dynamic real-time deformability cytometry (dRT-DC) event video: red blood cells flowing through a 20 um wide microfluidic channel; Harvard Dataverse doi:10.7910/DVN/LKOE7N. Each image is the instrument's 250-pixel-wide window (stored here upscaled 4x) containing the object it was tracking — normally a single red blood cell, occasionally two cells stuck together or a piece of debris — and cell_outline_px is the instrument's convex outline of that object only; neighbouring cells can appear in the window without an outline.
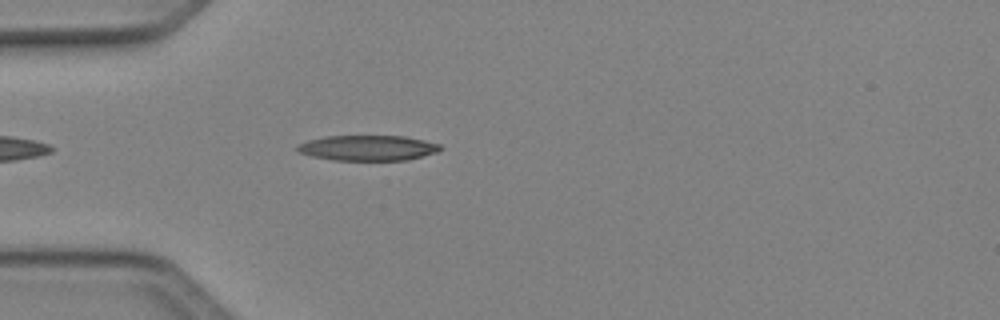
{"species": "Egyptian fruit bat (a non-hibernating species)", "species_latin": "Rousettus aegyptiacus", "temperature_condition": "cold", "stored_images_in_passage": 40, "camera_frame_rate_fps": 3000, "um_per_image_px": 0.085, "animal": {"sex": "female"}, "frame": {"image": 1, "passage_image": 5, "time_ms": 1.333, "image_size_px": [1000, 320], "cell_outline_px": [[444, 148], [436, 152], [408, 160], [332, 160], [312, 156], [300, 152], [296, 148], [296, 144], [308, 140], [324, 136], [404, 136], [424, 140], [440, 144]], "centroid_in_image_um": [31.26, 12.57], "position_along_channel_um": 53.7, "area_um2": 21.15}}
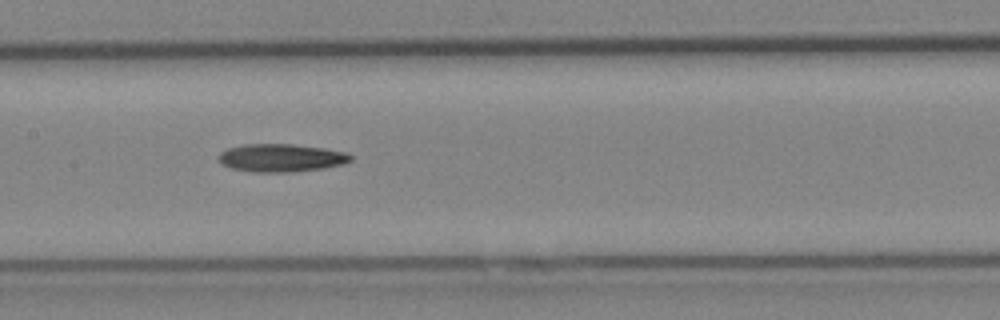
{"frame": {"image": 2, "passage_image": 15, "time_ms": 4.667, "image_size_px": [1000, 320], "cell_outline_px": [[352, 160], [344, 164], [324, 168], [292, 172], [252, 172], [232, 168], [224, 164], [220, 160], [220, 152], [228, 148], [244, 144], [292, 144], [324, 148], [348, 152], [352, 156]], "centroid_in_image_um": [23.96, 13.41], "position_along_channel_um": 183.4, "area_um2": 21.5}}
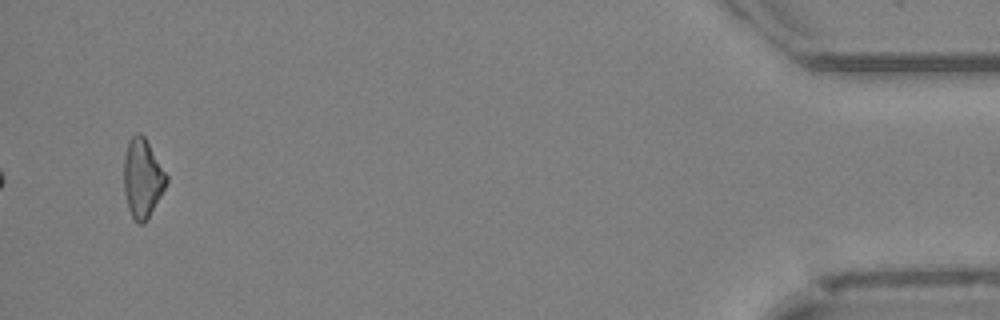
{"frame": {"image": 3, "passage_image": 38, "time_ms": 12.333, "image_size_px": [1000, 320], "cell_outline_px": [[168, 180], [160, 196], [144, 224], [136, 224], [128, 208], [124, 192], [124, 156], [128, 140], [136, 132], [140, 132], [144, 136], [168, 176]], "centroid_in_image_um": [12.09, 15.13], "position_along_channel_um": 423.1, "area_um2": 19.48}}